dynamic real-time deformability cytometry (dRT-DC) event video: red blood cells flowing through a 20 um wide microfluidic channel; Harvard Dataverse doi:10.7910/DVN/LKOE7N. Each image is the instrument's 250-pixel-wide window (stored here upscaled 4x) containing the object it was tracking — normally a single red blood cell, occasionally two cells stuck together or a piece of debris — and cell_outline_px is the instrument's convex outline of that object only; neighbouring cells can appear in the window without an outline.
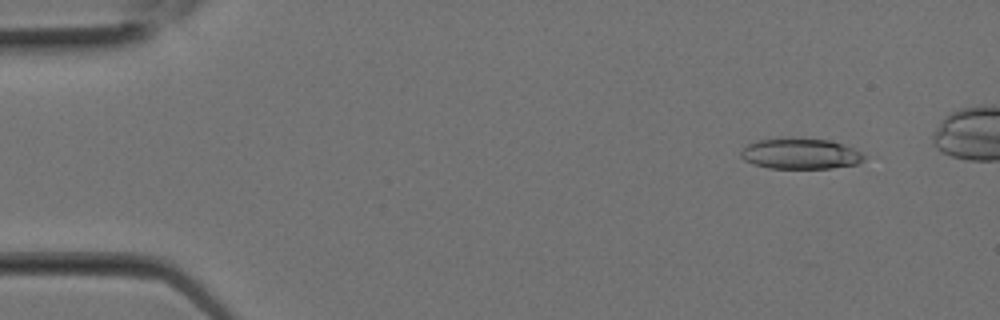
{"species": "Egyptian fruit bat (a non-hibernating species)", "species_latin": "Rousettus aegyptiacus", "temperature_condition": "room temperature", "stored_images_in_passage": 10, "camera_frame_rate_fps": 3000, "um_per_image_px": 0.085, "animal": {"sex": "female"}, "frame": {"image": 1, "passage_image": 2, "time_ms": 0.333, "image_size_px": [1000, 320], "cell_outline_px": [[864, 160], [856, 164], [832, 168], [768, 168], [752, 164], [744, 160], [740, 156], [740, 152], [748, 144], [756, 140], [784, 136], [828, 140], [852, 148], [860, 152], [864, 156]], "centroid_in_image_um": [67.96, 13.05], "position_along_channel_um": 17.0, "area_um2": 22.31}}
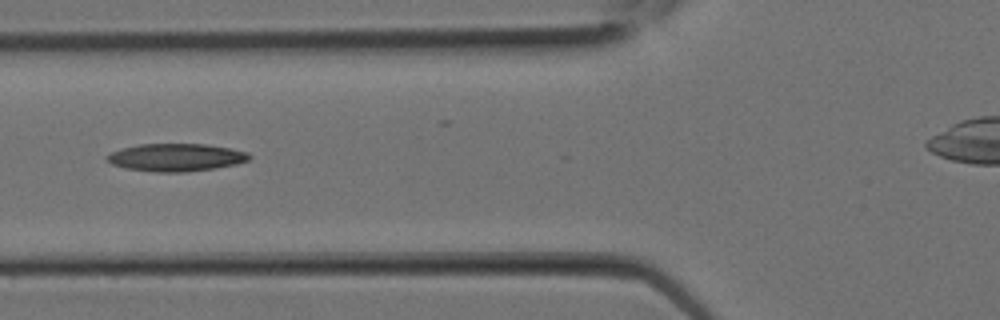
{"frame": {"image": 2, "passage_image": 9, "time_ms": 2.667, "image_size_px": [1000, 320], "cell_outline_px": [[252, 156], [248, 160], [236, 164], [216, 168], [184, 172], [156, 172], [124, 168], [112, 164], [104, 160], [104, 156], [112, 152], [124, 148], [140, 144], [204, 144], [232, 148], [248, 152]], "centroid_in_image_um": [14.96, 13.38], "position_along_channel_um": 110.8, "area_um2": 23.06}}